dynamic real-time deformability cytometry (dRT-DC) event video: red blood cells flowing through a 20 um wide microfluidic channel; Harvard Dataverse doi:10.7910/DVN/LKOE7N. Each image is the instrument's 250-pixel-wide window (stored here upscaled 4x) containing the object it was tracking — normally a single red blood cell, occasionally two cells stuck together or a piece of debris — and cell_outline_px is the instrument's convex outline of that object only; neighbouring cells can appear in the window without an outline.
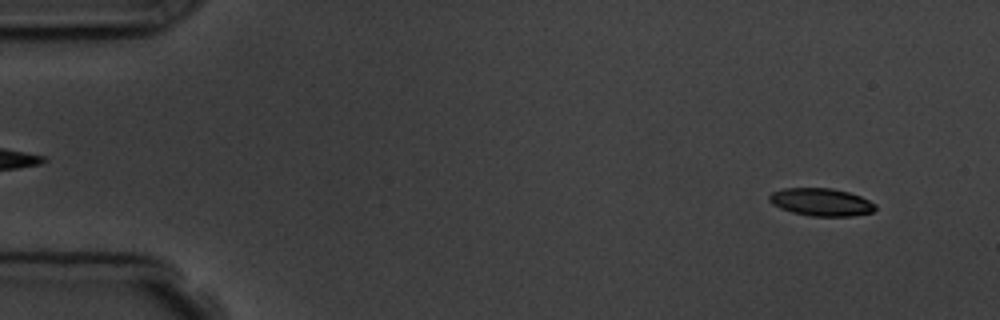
{"species": "common noctule bat (a hibernating species)", "species_latin": "Nyctalus noctula", "temperature_condition": "room temperature", "stored_images_in_passage": 10, "camera_frame_rate_fps": 3000, "um_per_image_px": 0.085, "animal": {"sex": "male", "body_mass_g": 19.5, "forearm_length_mm": 54.6}, "frame": {"image": 1, "passage_image": 1, "time_ms": 0.0, "image_size_px": [1000, 320], "cell_outline_px": [[876, 208], [872, 212], [852, 216], [812, 216], [792, 212], [780, 208], [772, 204], [768, 200], [768, 196], [772, 192], [784, 188], [832, 188], [848, 192], [860, 196], [876, 204]], "centroid_in_image_um": [69.78, 17.17], "position_along_channel_um": 15.2, "area_um2": 17.11}}
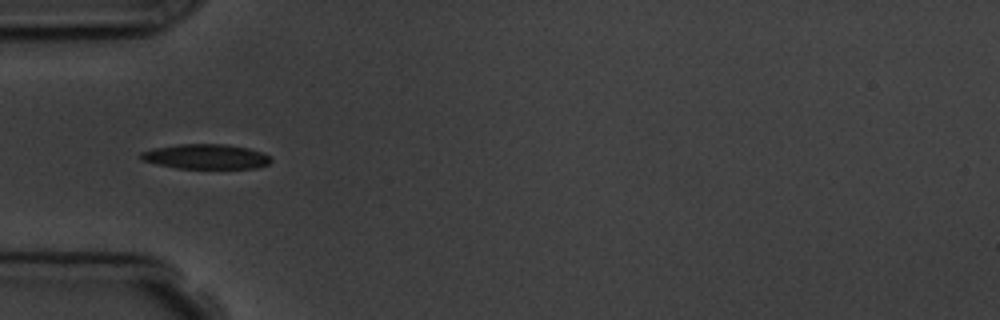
{"frame": {"image": 2, "passage_image": 4, "time_ms": 4.333, "image_size_px": [1000, 320], "cell_outline_px": [[272, 160], [268, 164], [256, 168], [176, 168], [140, 160], [140, 152], [156, 148], [176, 144], [224, 144], [248, 148], [264, 152]], "centroid_in_image_um": [17.5, 13.31], "position_along_channel_um": 67.5, "area_um2": 18.79}}
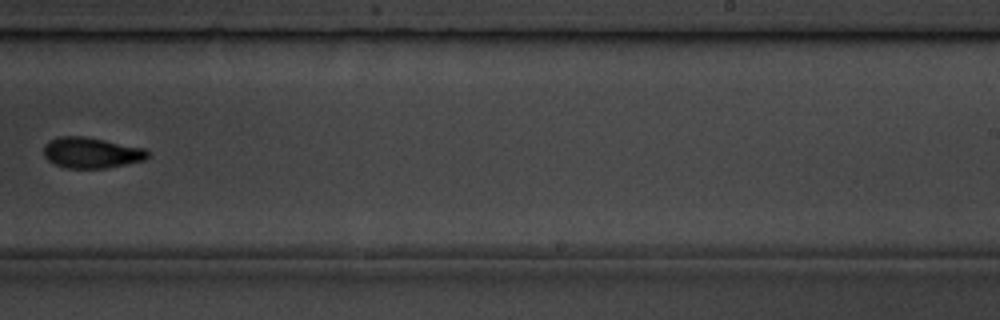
{"frame": {"image": 3, "passage_image": 9, "time_ms": 10.0, "image_size_px": [1000, 320], "cell_outline_px": [[148, 156], [144, 160], [108, 168], [68, 168], [56, 164], [48, 160], [44, 156], [44, 144], [48, 140], [60, 136], [84, 136], [144, 148], [148, 152]], "centroid_in_image_um": [7.74, 12.98], "position_along_channel_um": 281.3, "area_um2": 18.55}}